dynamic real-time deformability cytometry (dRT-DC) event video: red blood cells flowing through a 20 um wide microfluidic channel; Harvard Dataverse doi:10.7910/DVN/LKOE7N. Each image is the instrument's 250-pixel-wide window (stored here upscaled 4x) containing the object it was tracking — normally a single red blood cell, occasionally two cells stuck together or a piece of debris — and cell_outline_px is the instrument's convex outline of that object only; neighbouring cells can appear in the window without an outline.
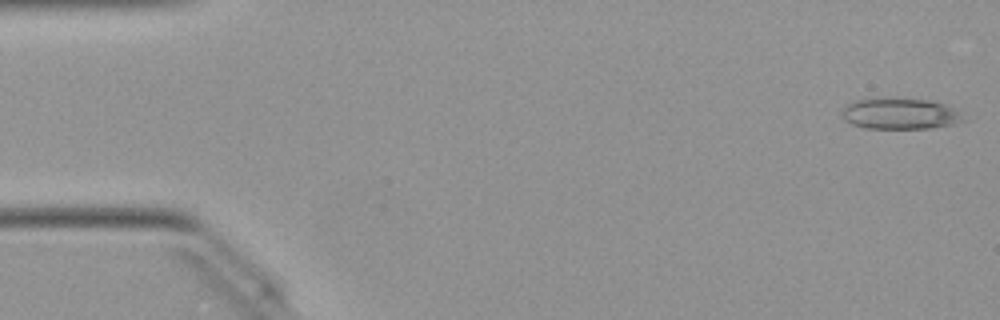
{"species": "Egyptian fruit bat (a non-hibernating species)", "species_latin": "Rousettus aegyptiacus", "temperature_condition": "warm", "stored_images_in_passage": 9, "camera_frame_rate_fps": 3000, "um_per_image_px": 0.085, "animal": {"sex": "female"}, "frame": {"image": 1, "passage_image": 1, "time_ms": 0.0, "image_size_px": [1000, 320], "cell_outline_px": [[968, 120], [956, 124], [932, 128], [864, 128], [852, 124], [844, 120], [840, 112], [848, 104], [856, 100], [876, 96], [892, 96], [928, 100], [944, 104], [952, 108]], "centroid_in_image_um": [76.48, 9.63], "position_along_channel_um": 8.5, "area_um2": 22.66}}